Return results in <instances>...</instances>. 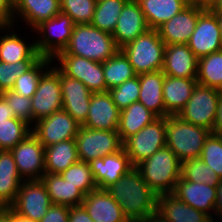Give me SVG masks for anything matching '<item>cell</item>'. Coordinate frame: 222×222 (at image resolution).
I'll list each match as a JSON object with an SVG mask.
<instances>
[{
    "mask_svg": "<svg viewBox=\"0 0 222 222\" xmlns=\"http://www.w3.org/2000/svg\"><path fill=\"white\" fill-rule=\"evenodd\" d=\"M106 190L130 222H146L157 212L158 195L133 167Z\"/></svg>",
    "mask_w": 222,
    "mask_h": 222,
    "instance_id": "6da1fadb",
    "label": "cell"
},
{
    "mask_svg": "<svg viewBox=\"0 0 222 222\" xmlns=\"http://www.w3.org/2000/svg\"><path fill=\"white\" fill-rule=\"evenodd\" d=\"M119 50L111 33L91 24H75L68 45L58 55H75L103 63Z\"/></svg>",
    "mask_w": 222,
    "mask_h": 222,
    "instance_id": "7a4b0ae2",
    "label": "cell"
},
{
    "mask_svg": "<svg viewBox=\"0 0 222 222\" xmlns=\"http://www.w3.org/2000/svg\"><path fill=\"white\" fill-rule=\"evenodd\" d=\"M142 179L157 195L170 194L181 177L182 162L165 146L135 166Z\"/></svg>",
    "mask_w": 222,
    "mask_h": 222,
    "instance_id": "3957f363",
    "label": "cell"
},
{
    "mask_svg": "<svg viewBox=\"0 0 222 222\" xmlns=\"http://www.w3.org/2000/svg\"><path fill=\"white\" fill-rule=\"evenodd\" d=\"M210 133L208 129L184 121L177 115L166 116V146L181 162L200 158Z\"/></svg>",
    "mask_w": 222,
    "mask_h": 222,
    "instance_id": "277c9868",
    "label": "cell"
},
{
    "mask_svg": "<svg viewBox=\"0 0 222 222\" xmlns=\"http://www.w3.org/2000/svg\"><path fill=\"white\" fill-rule=\"evenodd\" d=\"M165 43L158 30L149 29L120 50L128 58L137 75L162 70Z\"/></svg>",
    "mask_w": 222,
    "mask_h": 222,
    "instance_id": "5b68a950",
    "label": "cell"
},
{
    "mask_svg": "<svg viewBox=\"0 0 222 222\" xmlns=\"http://www.w3.org/2000/svg\"><path fill=\"white\" fill-rule=\"evenodd\" d=\"M74 26V21L61 12L41 22L32 30L39 36L34 40L37 52L42 57L54 59L68 45Z\"/></svg>",
    "mask_w": 222,
    "mask_h": 222,
    "instance_id": "8992f818",
    "label": "cell"
},
{
    "mask_svg": "<svg viewBox=\"0 0 222 222\" xmlns=\"http://www.w3.org/2000/svg\"><path fill=\"white\" fill-rule=\"evenodd\" d=\"M166 117H158L151 124L123 142V149L133 167L166 146Z\"/></svg>",
    "mask_w": 222,
    "mask_h": 222,
    "instance_id": "52a82bcc",
    "label": "cell"
},
{
    "mask_svg": "<svg viewBox=\"0 0 222 222\" xmlns=\"http://www.w3.org/2000/svg\"><path fill=\"white\" fill-rule=\"evenodd\" d=\"M75 141L79 161L87 163L123 149L117 130L89 129L80 125Z\"/></svg>",
    "mask_w": 222,
    "mask_h": 222,
    "instance_id": "ba28073f",
    "label": "cell"
},
{
    "mask_svg": "<svg viewBox=\"0 0 222 222\" xmlns=\"http://www.w3.org/2000/svg\"><path fill=\"white\" fill-rule=\"evenodd\" d=\"M222 91L197 83L191 98L178 112L182 120L212 131L217 112V104Z\"/></svg>",
    "mask_w": 222,
    "mask_h": 222,
    "instance_id": "9c48e42d",
    "label": "cell"
},
{
    "mask_svg": "<svg viewBox=\"0 0 222 222\" xmlns=\"http://www.w3.org/2000/svg\"><path fill=\"white\" fill-rule=\"evenodd\" d=\"M53 63L65 76L81 81L92 93L107 92L102 63L75 55H57Z\"/></svg>",
    "mask_w": 222,
    "mask_h": 222,
    "instance_id": "30bf717a",
    "label": "cell"
},
{
    "mask_svg": "<svg viewBox=\"0 0 222 222\" xmlns=\"http://www.w3.org/2000/svg\"><path fill=\"white\" fill-rule=\"evenodd\" d=\"M31 104L33 125L39 119L63 109L60 70L54 64L41 76Z\"/></svg>",
    "mask_w": 222,
    "mask_h": 222,
    "instance_id": "8fae6325",
    "label": "cell"
},
{
    "mask_svg": "<svg viewBox=\"0 0 222 222\" xmlns=\"http://www.w3.org/2000/svg\"><path fill=\"white\" fill-rule=\"evenodd\" d=\"M52 205L41 179L23 180L14 203L9 207L26 219L40 222Z\"/></svg>",
    "mask_w": 222,
    "mask_h": 222,
    "instance_id": "7c38bea8",
    "label": "cell"
},
{
    "mask_svg": "<svg viewBox=\"0 0 222 222\" xmlns=\"http://www.w3.org/2000/svg\"><path fill=\"white\" fill-rule=\"evenodd\" d=\"M79 127L80 124L68 112L61 109L36 121L31 133L44 147H47L61 141L75 139Z\"/></svg>",
    "mask_w": 222,
    "mask_h": 222,
    "instance_id": "4fadbf2b",
    "label": "cell"
},
{
    "mask_svg": "<svg viewBox=\"0 0 222 222\" xmlns=\"http://www.w3.org/2000/svg\"><path fill=\"white\" fill-rule=\"evenodd\" d=\"M10 152L23 180L41 179L45 174V147L32 133Z\"/></svg>",
    "mask_w": 222,
    "mask_h": 222,
    "instance_id": "5bb4252c",
    "label": "cell"
},
{
    "mask_svg": "<svg viewBox=\"0 0 222 222\" xmlns=\"http://www.w3.org/2000/svg\"><path fill=\"white\" fill-rule=\"evenodd\" d=\"M187 45L198 59L222 50L219 23L215 13L209 8L199 15L196 28Z\"/></svg>",
    "mask_w": 222,
    "mask_h": 222,
    "instance_id": "9a60e30c",
    "label": "cell"
},
{
    "mask_svg": "<svg viewBox=\"0 0 222 222\" xmlns=\"http://www.w3.org/2000/svg\"><path fill=\"white\" fill-rule=\"evenodd\" d=\"M205 9L203 6L189 4L160 26L157 30L165 45L187 44L196 28L199 15Z\"/></svg>",
    "mask_w": 222,
    "mask_h": 222,
    "instance_id": "2e32d148",
    "label": "cell"
},
{
    "mask_svg": "<svg viewBox=\"0 0 222 222\" xmlns=\"http://www.w3.org/2000/svg\"><path fill=\"white\" fill-rule=\"evenodd\" d=\"M16 29L19 28H15L14 25L0 26V61L5 63L39 61L42 56L36 50L35 41H33L35 39L31 38V43L26 41L28 39L26 35L20 36Z\"/></svg>",
    "mask_w": 222,
    "mask_h": 222,
    "instance_id": "e0dca14e",
    "label": "cell"
},
{
    "mask_svg": "<svg viewBox=\"0 0 222 222\" xmlns=\"http://www.w3.org/2000/svg\"><path fill=\"white\" fill-rule=\"evenodd\" d=\"M172 194L187 205L206 213L215 222L217 186L190 182L180 177Z\"/></svg>",
    "mask_w": 222,
    "mask_h": 222,
    "instance_id": "ac0fdd59",
    "label": "cell"
},
{
    "mask_svg": "<svg viewBox=\"0 0 222 222\" xmlns=\"http://www.w3.org/2000/svg\"><path fill=\"white\" fill-rule=\"evenodd\" d=\"M120 110L113 102L110 93H92L88 116L82 126L98 130H118Z\"/></svg>",
    "mask_w": 222,
    "mask_h": 222,
    "instance_id": "d6986e66",
    "label": "cell"
},
{
    "mask_svg": "<svg viewBox=\"0 0 222 222\" xmlns=\"http://www.w3.org/2000/svg\"><path fill=\"white\" fill-rule=\"evenodd\" d=\"M63 109L80 125L87 116L92 92L81 81L69 78L60 71Z\"/></svg>",
    "mask_w": 222,
    "mask_h": 222,
    "instance_id": "ffe728a7",
    "label": "cell"
},
{
    "mask_svg": "<svg viewBox=\"0 0 222 222\" xmlns=\"http://www.w3.org/2000/svg\"><path fill=\"white\" fill-rule=\"evenodd\" d=\"M60 12V0H13V25L17 27L21 20L24 22L22 25L27 26V29L31 28V33L41 22L55 17Z\"/></svg>",
    "mask_w": 222,
    "mask_h": 222,
    "instance_id": "44dd1931",
    "label": "cell"
},
{
    "mask_svg": "<svg viewBox=\"0 0 222 222\" xmlns=\"http://www.w3.org/2000/svg\"><path fill=\"white\" fill-rule=\"evenodd\" d=\"M149 29L139 3L136 0H129L121 11L112 36L121 49Z\"/></svg>",
    "mask_w": 222,
    "mask_h": 222,
    "instance_id": "7402d4cb",
    "label": "cell"
},
{
    "mask_svg": "<svg viewBox=\"0 0 222 222\" xmlns=\"http://www.w3.org/2000/svg\"><path fill=\"white\" fill-rule=\"evenodd\" d=\"M95 183L100 189H106L117 182L133 166L124 149L89 162Z\"/></svg>",
    "mask_w": 222,
    "mask_h": 222,
    "instance_id": "603a6c76",
    "label": "cell"
},
{
    "mask_svg": "<svg viewBox=\"0 0 222 222\" xmlns=\"http://www.w3.org/2000/svg\"><path fill=\"white\" fill-rule=\"evenodd\" d=\"M162 71L170 77L197 78L198 58L187 44L165 45Z\"/></svg>",
    "mask_w": 222,
    "mask_h": 222,
    "instance_id": "cb8c5ba5",
    "label": "cell"
},
{
    "mask_svg": "<svg viewBox=\"0 0 222 222\" xmlns=\"http://www.w3.org/2000/svg\"><path fill=\"white\" fill-rule=\"evenodd\" d=\"M94 222H130L106 189L92 190L82 202Z\"/></svg>",
    "mask_w": 222,
    "mask_h": 222,
    "instance_id": "d4e9b609",
    "label": "cell"
},
{
    "mask_svg": "<svg viewBox=\"0 0 222 222\" xmlns=\"http://www.w3.org/2000/svg\"><path fill=\"white\" fill-rule=\"evenodd\" d=\"M156 214L165 222H214L209 215L187 205L172 193L158 195Z\"/></svg>",
    "mask_w": 222,
    "mask_h": 222,
    "instance_id": "484cf974",
    "label": "cell"
},
{
    "mask_svg": "<svg viewBox=\"0 0 222 222\" xmlns=\"http://www.w3.org/2000/svg\"><path fill=\"white\" fill-rule=\"evenodd\" d=\"M197 83V78H180L165 75L162 88L165 117L177 115L181 111L191 98Z\"/></svg>",
    "mask_w": 222,
    "mask_h": 222,
    "instance_id": "4316f807",
    "label": "cell"
},
{
    "mask_svg": "<svg viewBox=\"0 0 222 222\" xmlns=\"http://www.w3.org/2000/svg\"><path fill=\"white\" fill-rule=\"evenodd\" d=\"M165 74L162 70L139 74L140 93L138 101L157 117H165L163 101V82Z\"/></svg>",
    "mask_w": 222,
    "mask_h": 222,
    "instance_id": "83f0119b",
    "label": "cell"
},
{
    "mask_svg": "<svg viewBox=\"0 0 222 222\" xmlns=\"http://www.w3.org/2000/svg\"><path fill=\"white\" fill-rule=\"evenodd\" d=\"M22 177L10 151H0V208H9L18 194Z\"/></svg>",
    "mask_w": 222,
    "mask_h": 222,
    "instance_id": "f1b7e54d",
    "label": "cell"
},
{
    "mask_svg": "<svg viewBox=\"0 0 222 222\" xmlns=\"http://www.w3.org/2000/svg\"><path fill=\"white\" fill-rule=\"evenodd\" d=\"M52 204L73 207L82 205L85 194L74 185L68 183L60 174L45 173L41 177Z\"/></svg>",
    "mask_w": 222,
    "mask_h": 222,
    "instance_id": "f546056e",
    "label": "cell"
},
{
    "mask_svg": "<svg viewBox=\"0 0 222 222\" xmlns=\"http://www.w3.org/2000/svg\"><path fill=\"white\" fill-rule=\"evenodd\" d=\"M150 29L157 30L186 8L187 0H136Z\"/></svg>",
    "mask_w": 222,
    "mask_h": 222,
    "instance_id": "4dcf8cb0",
    "label": "cell"
},
{
    "mask_svg": "<svg viewBox=\"0 0 222 222\" xmlns=\"http://www.w3.org/2000/svg\"><path fill=\"white\" fill-rule=\"evenodd\" d=\"M79 161L75 139L45 147V173L61 174Z\"/></svg>",
    "mask_w": 222,
    "mask_h": 222,
    "instance_id": "1f68e13d",
    "label": "cell"
},
{
    "mask_svg": "<svg viewBox=\"0 0 222 222\" xmlns=\"http://www.w3.org/2000/svg\"><path fill=\"white\" fill-rule=\"evenodd\" d=\"M158 117L147 109L141 102L132 103L120 111L119 126L117 132L124 142L130 136L139 132L146 125L151 124Z\"/></svg>",
    "mask_w": 222,
    "mask_h": 222,
    "instance_id": "d6a6232c",
    "label": "cell"
},
{
    "mask_svg": "<svg viewBox=\"0 0 222 222\" xmlns=\"http://www.w3.org/2000/svg\"><path fill=\"white\" fill-rule=\"evenodd\" d=\"M102 67L107 91L137 75L128 58L121 50L104 61Z\"/></svg>",
    "mask_w": 222,
    "mask_h": 222,
    "instance_id": "836d02e7",
    "label": "cell"
},
{
    "mask_svg": "<svg viewBox=\"0 0 222 222\" xmlns=\"http://www.w3.org/2000/svg\"><path fill=\"white\" fill-rule=\"evenodd\" d=\"M197 82L222 91V50L198 59Z\"/></svg>",
    "mask_w": 222,
    "mask_h": 222,
    "instance_id": "e575fe53",
    "label": "cell"
},
{
    "mask_svg": "<svg viewBox=\"0 0 222 222\" xmlns=\"http://www.w3.org/2000/svg\"><path fill=\"white\" fill-rule=\"evenodd\" d=\"M129 0H103L97 2L92 22L94 27L113 33L119 16Z\"/></svg>",
    "mask_w": 222,
    "mask_h": 222,
    "instance_id": "d590c367",
    "label": "cell"
},
{
    "mask_svg": "<svg viewBox=\"0 0 222 222\" xmlns=\"http://www.w3.org/2000/svg\"><path fill=\"white\" fill-rule=\"evenodd\" d=\"M52 62L53 59L42 57L31 69L16 79L12 90L21 96L32 98L41 76L51 67Z\"/></svg>",
    "mask_w": 222,
    "mask_h": 222,
    "instance_id": "8d00e7d4",
    "label": "cell"
},
{
    "mask_svg": "<svg viewBox=\"0 0 222 222\" xmlns=\"http://www.w3.org/2000/svg\"><path fill=\"white\" fill-rule=\"evenodd\" d=\"M32 127L17 117L0 122V151L13 149L30 133Z\"/></svg>",
    "mask_w": 222,
    "mask_h": 222,
    "instance_id": "74e56055",
    "label": "cell"
},
{
    "mask_svg": "<svg viewBox=\"0 0 222 222\" xmlns=\"http://www.w3.org/2000/svg\"><path fill=\"white\" fill-rule=\"evenodd\" d=\"M181 177L190 182L205 183L211 186H217L220 179L215 171L200 158L182 162Z\"/></svg>",
    "mask_w": 222,
    "mask_h": 222,
    "instance_id": "f35d334b",
    "label": "cell"
},
{
    "mask_svg": "<svg viewBox=\"0 0 222 222\" xmlns=\"http://www.w3.org/2000/svg\"><path fill=\"white\" fill-rule=\"evenodd\" d=\"M60 175L71 185L77 186L85 195L98 188L87 162L78 161Z\"/></svg>",
    "mask_w": 222,
    "mask_h": 222,
    "instance_id": "ab89813d",
    "label": "cell"
},
{
    "mask_svg": "<svg viewBox=\"0 0 222 222\" xmlns=\"http://www.w3.org/2000/svg\"><path fill=\"white\" fill-rule=\"evenodd\" d=\"M97 2L95 0H60L61 13L68 15L75 24H90Z\"/></svg>",
    "mask_w": 222,
    "mask_h": 222,
    "instance_id": "60d3db41",
    "label": "cell"
},
{
    "mask_svg": "<svg viewBox=\"0 0 222 222\" xmlns=\"http://www.w3.org/2000/svg\"><path fill=\"white\" fill-rule=\"evenodd\" d=\"M120 111L137 102L140 93L139 75L108 91Z\"/></svg>",
    "mask_w": 222,
    "mask_h": 222,
    "instance_id": "b9f144b4",
    "label": "cell"
},
{
    "mask_svg": "<svg viewBox=\"0 0 222 222\" xmlns=\"http://www.w3.org/2000/svg\"><path fill=\"white\" fill-rule=\"evenodd\" d=\"M200 159L222 178V137L210 133L206 138Z\"/></svg>",
    "mask_w": 222,
    "mask_h": 222,
    "instance_id": "7bdbcfd3",
    "label": "cell"
},
{
    "mask_svg": "<svg viewBox=\"0 0 222 222\" xmlns=\"http://www.w3.org/2000/svg\"><path fill=\"white\" fill-rule=\"evenodd\" d=\"M38 61H19L5 63L0 61V94L12 90L16 79L24 72L31 69Z\"/></svg>",
    "mask_w": 222,
    "mask_h": 222,
    "instance_id": "ee69618b",
    "label": "cell"
},
{
    "mask_svg": "<svg viewBox=\"0 0 222 222\" xmlns=\"http://www.w3.org/2000/svg\"><path fill=\"white\" fill-rule=\"evenodd\" d=\"M0 96L13 109L14 117L25 121L31 127L33 126L31 98L21 96L13 90L5 91Z\"/></svg>",
    "mask_w": 222,
    "mask_h": 222,
    "instance_id": "f6af8a7d",
    "label": "cell"
},
{
    "mask_svg": "<svg viewBox=\"0 0 222 222\" xmlns=\"http://www.w3.org/2000/svg\"><path fill=\"white\" fill-rule=\"evenodd\" d=\"M69 207L52 204L40 222H68Z\"/></svg>",
    "mask_w": 222,
    "mask_h": 222,
    "instance_id": "bcb514c9",
    "label": "cell"
},
{
    "mask_svg": "<svg viewBox=\"0 0 222 222\" xmlns=\"http://www.w3.org/2000/svg\"><path fill=\"white\" fill-rule=\"evenodd\" d=\"M13 24V0H0V26Z\"/></svg>",
    "mask_w": 222,
    "mask_h": 222,
    "instance_id": "7dc6e473",
    "label": "cell"
},
{
    "mask_svg": "<svg viewBox=\"0 0 222 222\" xmlns=\"http://www.w3.org/2000/svg\"><path fill=\"white\" fill-rule=\"evenodd\" d=\"M68 222H94L83 205L69 207Z\"/></svg>",
    "mask_w": 222,
    "mask_h": 222,
    "instance_id": "c3c4849f",
    "label": "cell"
},
{
    "mask_svg": "<svg viewBox=\"0 0 222 222\" xmlns=\"http://www.w3.org/2000/svg\"><path fill=\"white\" fill-rule=\"evenodd\" d=\"M216 110L214 126L211 133L222 137V94L220 95Z\"/></svg>",
    "mask_w": 222,
    "mask_h": 222,
    "instance_id": "681fc988",
    "label": "cell"
},
{
    "mask_svg": "<svg viewBox=\"0 0 222 222\" xmlns=\"http://www.w3.org/2000/svg\"><path fill=\"white\" fill-rule=\"evenodd\" d=\"M222 218V178L219 179L217 185V197L215 202V222H220Z\"/></svg>",
    "mask_w": 222,
    "mask_h": 222,
    "instance_id": "f907efd6",
    "label": "cell"
},
{
    "mask_svg": "<svg viewBox=\"0 0 222 222\" xmlns=\"http://www.w3.org/2000/svg\"><path fill=\"white\" fill-rule=\"evenodd\" d=\"M14 118V111L8 103L0 96V122Z\"/></svg>",
    "mask_w": 222,
    "mask_h": 222,
    "instance_id": "816d5d0a",
    "label": "cell"
},
{
    "mask_svg": "<svg viewBox=\"0 0 222 222\" xmlns=\"http://www.w3.org/2000/svg\"><path fill=\"white\" fill-rule=\"evenodd\" d=\"M0 222H13V211L10 208H0Z\"/></svg>",
    "mask_w": 222,
    "mask_h": 222,
    "instance_id": "f5cc1de1",
    "label": "cell"
},
{
    "mask_svg": "<svg viewBox=\"0 0 222 222\" xmlns=\"http://www.w3.org/2000/svg\"><path fill=\"white\" fill-rule=\"evenodd\" d=\"M214 0H187L189 4L203 6L208 8Z\"/></svg>",
    "mask_w": 222,
    "mask_h": 222,
    "instance_id": "db71d44e",
    "label": "cell"
},
{
    "mask_svg": "<svg viewBox=\"0 0 222 222\" xmlns=\"http://www.w3.org/2000/svg\"><path fill=\"white\" fill-rule=\"evenodd\" d=\"M208 8L212 12H222V0H214Z\"/></svg>",
    "mask_w": 222,
    "mask_h": 222,
    "instance_id": "11a10c76",
    "label": "cell"
},
{
    "mask_svg": "<svg viewBox=\"0 0 222 222\" xmlns=\"http://www.w3.org/2000/svg\"><path fill=\"white\" fill-rule=\"evenodd\" d=\"M13 222H37V221L26 219L13 212Z\"/></svg>",
    "mask_w": 222,
    "mask_h": 222,
    "instance_id": "9f6ffc18",
    "label": "cell"
},
{
    "mask_svg": "<svg viewBox=\"0 0 222 222\" xmlns=\"http://www.w3.org/2000/svg\"><path fill=\"white\" fill-rule=\"evenodd\" d=\"M215 13L218 23H219V27H220V35H221V39H222V12H213Z\"/></svg>",
    "mask_w": 222,
    "mask_h": 222,
    "instance_id": "6f0895ef",
    "label": "cell"
},
{
    "mask_svg": "<svg viewBox=\"0 0 222 222\" xmlns=\"http://www.w3.org/2000/svg\"><path fill=\"white\" fill-rule=\"evenodd\" d=\"M146 222H165L163 219H161L157 214H154L149 220Z\"/></svg>",
    "mask_w": 222,
    "mask_h": 222,
    "instance_id": "680465c9",
    "label": "cell"
}]
</instances>
